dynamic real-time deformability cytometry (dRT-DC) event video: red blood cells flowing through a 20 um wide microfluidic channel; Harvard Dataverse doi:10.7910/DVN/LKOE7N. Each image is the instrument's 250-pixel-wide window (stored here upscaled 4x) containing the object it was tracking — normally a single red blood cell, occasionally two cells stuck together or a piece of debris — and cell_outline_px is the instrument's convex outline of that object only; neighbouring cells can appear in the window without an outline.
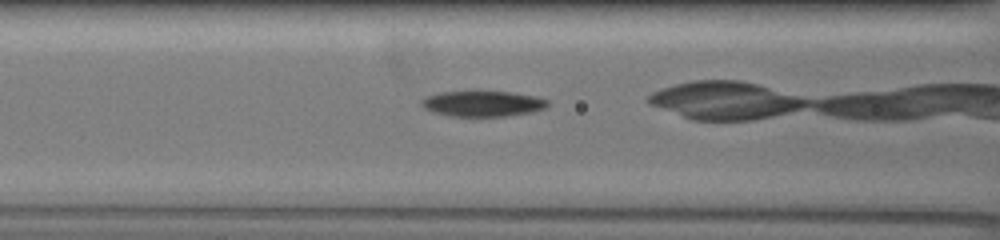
{"species": "common noctule bat (a hibernating species)", "species_latin": "Nyctalus noctula", "temperature_condition": "warm", "stored_images_in_passage": 22, "camera_frame_rate_fps": 3000, "um_per_image_px": 0.085, "animal": {"sex": "female", "body_mass_g": 19.5, "forearm_length_mm": 54.1}, "frame": {"image": 1, "passage_image": 4, "time_ms": 1.0, "image_size_px": [1000, 240], "cell_outline_px": [[548, 104], [544, 108], [528, 112], [504, 116], [452, 116], [436, 112], [424, 108], [420, 104], [420, 100], [424, 96], [440, 92], [512, 92], [532, 96], [548, 100]], "centroid_in_image_um": [40.96, 8.8], "position_along_channel_um": 125.6, "area_um2": 18.44}}